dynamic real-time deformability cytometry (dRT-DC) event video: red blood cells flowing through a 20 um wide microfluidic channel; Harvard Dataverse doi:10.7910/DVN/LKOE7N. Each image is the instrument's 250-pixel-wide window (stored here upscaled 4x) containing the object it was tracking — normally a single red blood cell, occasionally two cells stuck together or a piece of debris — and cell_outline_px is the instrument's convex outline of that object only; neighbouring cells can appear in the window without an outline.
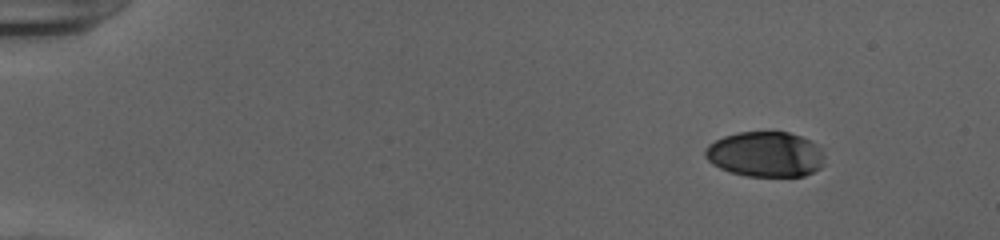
{"species": "human", "species_latin": "Homo sapiens", "temperature_condition": "cold", "stored_images_in_passage": 47, "camera_frame_rate_fps": 3000, "um_per_image_px": 0.085, "donor": {"sex": "female"}, "frame": {"image": 1, "passage_image": 1, "time_ms": 0.0, "image_size_px": [1000, 240], "cell_outline_px": [[824, 164], [820, 168], [804, 176], [748, 176], [732, 172], [720, 168], [712, 164], [704, 156], [704, 148], [708, 144], [724, 136], [736, 132], [788, 132], [800, 136], [808, 140], [824, 156]], "centroid_in_image_um": [65.0, 13.12], "position_along_channel_um": 20.0, "area_um2": 31.27}}
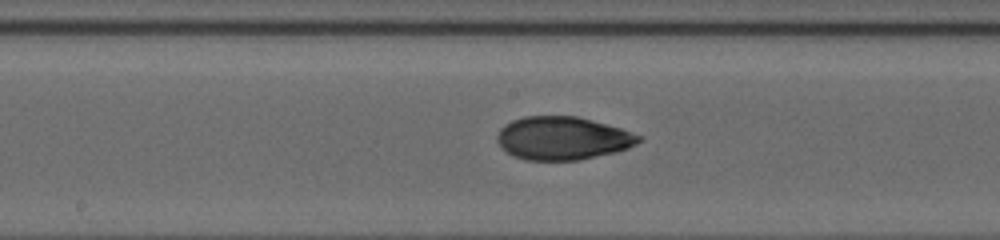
{"frame": {"image": 2, "passage_image": 24, "time_ms": 7.667, "image_size_px": [1000, 240], "cell_outline_px": [[644, 140], [628, 148], [616, 152], [580, 160], [524, 160], [512, 156], [496, 140], [496, 136], [500, 128], [504, 124], [512, 120], [524, 116], [576, 116], [592, 120], [620, 128], [644, 136]], "centroid_in_image_um": [47.84, 11.75], "position_along_channel_um": 200.4, "area_um2": 35.84}}
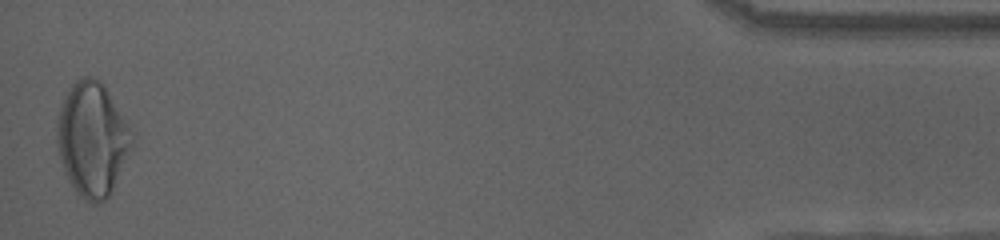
{"frame": {"image": 3, "passage_image": 47, "time_ms": 15.333, "image_size_px": [1000, 240], "cell_outline_px": [[136, 132], [132, 148], [112, 192], [104, 200], [96, 204], [92, 204], [84, 200], [76, 192], [68, 180], [60, 160], [56, 140], [56, 124], [60, 108], [72, 84], [76, 80], [84, 76], [96, 76], [104, 84]], "centroid_in_image_um": [7.89, 11.82], "position_along_channel_um": 427.3, "area_um2": 50.69}, "authors_computed_cell_mechanics": {"area_um2": 35.0846, "velocity_mm_per_s": 3.9755, "shape_relaxation_time_tau1_ms": null, "shape_relaxation_time_tau2_ms": 1.5619, "deformation_change_tau1": null, "deformation_change_tau2": 0.0622}}